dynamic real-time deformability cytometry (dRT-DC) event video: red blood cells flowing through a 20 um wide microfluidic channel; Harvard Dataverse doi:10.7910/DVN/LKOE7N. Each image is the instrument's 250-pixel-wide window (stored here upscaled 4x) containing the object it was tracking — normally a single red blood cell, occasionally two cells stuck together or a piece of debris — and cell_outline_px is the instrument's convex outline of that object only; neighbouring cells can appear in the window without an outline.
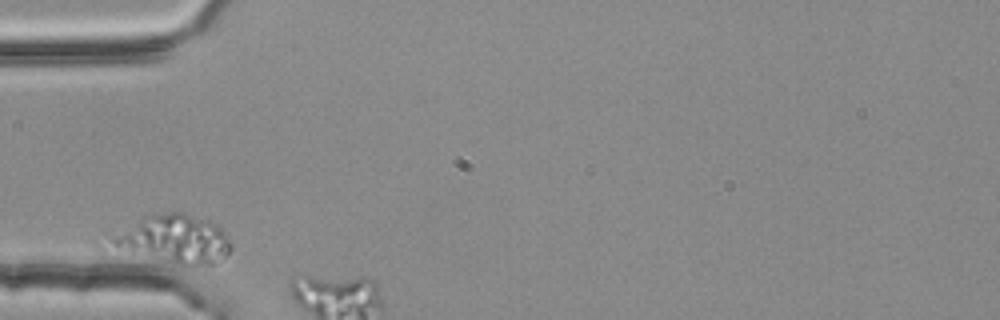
{"species": "common noctule bat (a hibernating species)", "species_latin": "Nyctalus noctula", "temperature_condition": "room temperature", "stored_images_in_passage": 3, "camera_frame_rate_fps": 3000, "um_per_image_px": 0.085, "animal": {"sex": "female", "body_mass_g": 25.1}, "frame": {"image": 1, "passage_image": 1, "time_ms": 0.0, "image_size_px": [1000, 320], "cell_outline_px": [[232, 248], [224, 256], [212, 264], [180, 264], [104, 252], [92, 240], [144, 216], [168, 212], [184, 212], [208, 220], [224, 228], [232, 244]], "centroid_in_image_um": [14.36, 20.34], "position_along_channel_um": 70.6, "area_um2": 36.88}}